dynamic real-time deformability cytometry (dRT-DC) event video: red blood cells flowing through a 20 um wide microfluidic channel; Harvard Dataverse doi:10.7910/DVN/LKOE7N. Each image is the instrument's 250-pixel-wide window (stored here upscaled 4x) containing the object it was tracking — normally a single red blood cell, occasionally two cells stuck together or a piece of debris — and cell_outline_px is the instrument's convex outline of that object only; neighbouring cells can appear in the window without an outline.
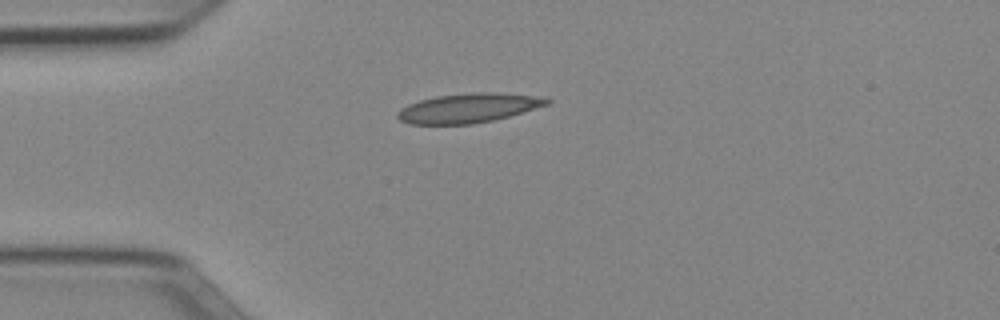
{"species": "Egyptian fruit bat (a non-hibernating species)", "species_latin": "Rousettus aegyptiacus", "temperature_condition": "cold", "stored_images_in_passage": 39, "camera_frame_rate_fps": 3000, "um_per_image_px": 0.085, "animal": {"sex": "female"}, "frame": {"image": 1, "passage_image": 1, "time_ms": 0.0, "image_size_px": [1000, 320], "cell_outline_px": [[552, 100], [548, 104], [508, 116], [492, 120], [472, 124], [408, 124], [400, 120], [396, 116], [396, 112], [400, 108], [408, 104], [420, 100], [436, 96], [472, 92], [496, 92], [532, 96]], "centroid_in_image_um": [39.73, 9.18], "position_along_channel_um": 45.3, "area_um2": 25.32}}
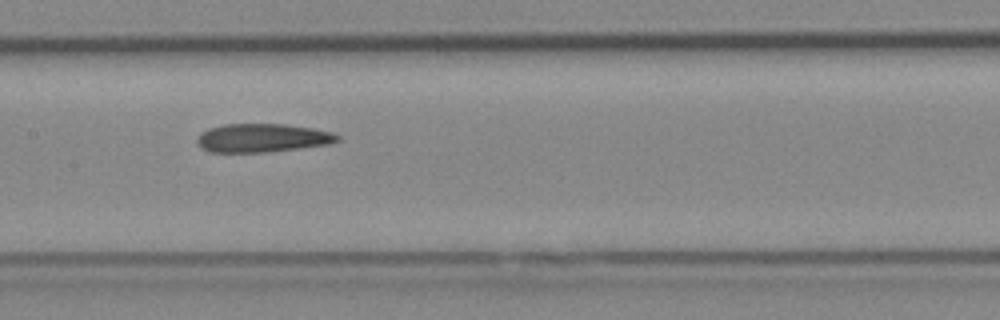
{"frame": {"image": 2, "passage_image": 13, "time_ms": 4.0, "image_size_px": [1000, 320], "cell_outline_px": [[340, 140], [328, 144], [264, 152], [208, 152], [200, 148], [196, 144], [196, 140], [200, 132], [208, 128], [224, 124], [284, 124], [312, 128], [332, 132], [340, 136]], "centroid_in_image_um": [22.23, 11.72], "position_along_channel_um": 185.2, "area_um2": 23.35}}
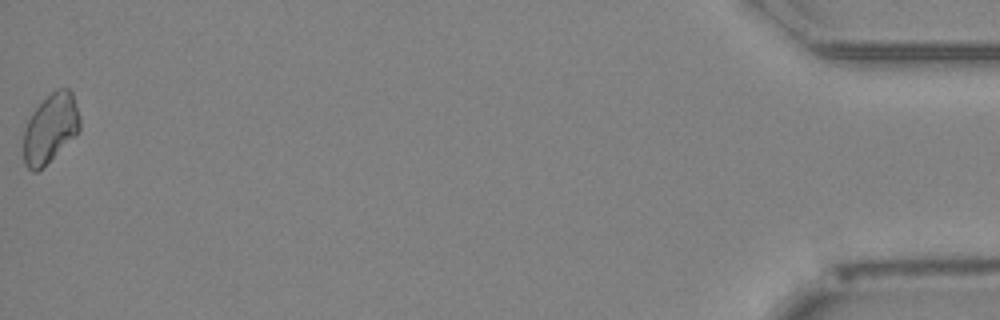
{"frame": {"image": 3, "passage_image": 39, "time_ms": 12.667, "image_size_px": [1000, 320], "cell_outline_px": [[80, 128], [76, 136], [36, 172], [32, 172], [24, 164], [24, 128], [32, 112], [56, 88], [68, 88], [72, 92], [80, 116]], "centroid_in_image_um": [4.29, 10.9], "position_along_channel_um": 430.9, "area_um2": 22.48}, "authors_computed_cell_mechanics": {"area_um2": 23.3512, "velocity_mm_per_s": 3.9473, "shape_relaxation_time_tau1_ms": 7.602, "shape_relaxation_time_tau2_ms": null, "deformation_change_tau1": 0.1623, "deformation_change_tau2": null}}